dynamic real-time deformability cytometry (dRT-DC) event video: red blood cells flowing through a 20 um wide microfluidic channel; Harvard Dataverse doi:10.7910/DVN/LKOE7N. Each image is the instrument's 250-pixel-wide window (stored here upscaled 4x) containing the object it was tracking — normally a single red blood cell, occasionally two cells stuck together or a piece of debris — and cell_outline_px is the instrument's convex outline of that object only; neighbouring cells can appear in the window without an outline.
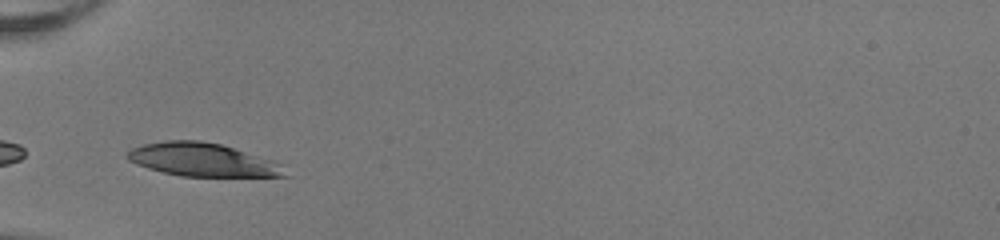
{"species": "human", "species_latin": "Homo sapiens", "temperature_condition": "room temperature", "stored_images_in_passage": 28, "camera_frame_rate_fps": 3000, "um_per_image_px": 0.085, "donor": {"sex": "female"}, "frame": {"image": 1, "passage_image": 1, "time_ms": 0.0, "image_size_px": [1000, 240], "cell_outline_px": [[288, 176], [180, 176], [148, 168], [136, 164], [128, 160], [124, 156], [124, 152], [132, 148], [144, 144], [164, 140], [200, 140], [220, 144], [280, 164]], "centroid_in_image_um": [17.09, 13.57], "position_along_channel_um": 67.9, "area_um2": 30.06}}
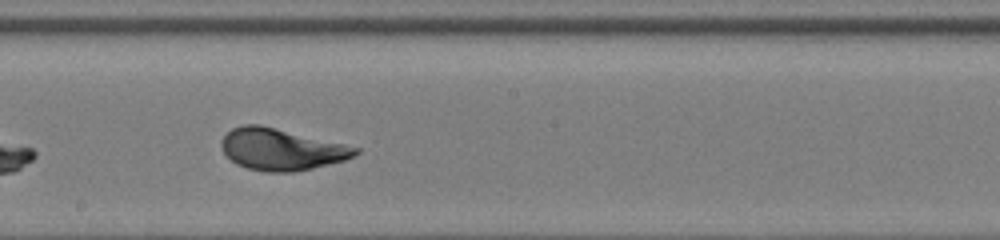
{"frame": {"image": 2, "passage_image": 13, "time_ms": 4.0, "image_size_px": [1000, 240], "cell_outline_px": [[360, 152], [356, 156], [344, 160], [312, 168], [292, 172], [268, 172], [248, 168], [236, 164], [224, 152], [220, 144], [224, 136], [232, 128], [244, 124], [260, 124], [344, 144], [360, 148]], "centroid_in_image_um": [23.92, 12.69], "position_along_channel_um": 224.3, "area_um2": 32.25}}
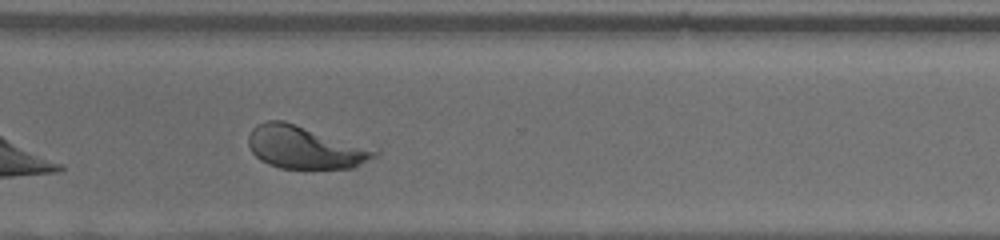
{"frame": {"image": 3, "passage_image": 22, "time_ms": 7.0, "image_size_px": [1000, 240], "cell_outline_px": [[380, 152], [376, 156], [352, 168], [280, 168], [268, 164], [260, 160], [252, 152], [248, 144], [248, 136], [252, 128], [256, 124], [268, 120], [284, 120], [380, 148]], "centroid_in_image_um": [25.98, 12.5], "position_along_channel_um": 344.6, "area_um2": 32.14}, "authors_computed_cell_mechanics": {"area_um2": 31.8189, "velocity_mm_per_s": 4.0144, "shape_relaxation_time_tau1_ms": 2.8736, "shape_relaxation_time_tau2_ms": null, "deformation_change_tau1": 0.1473, "deformation_change_tau2": null}}